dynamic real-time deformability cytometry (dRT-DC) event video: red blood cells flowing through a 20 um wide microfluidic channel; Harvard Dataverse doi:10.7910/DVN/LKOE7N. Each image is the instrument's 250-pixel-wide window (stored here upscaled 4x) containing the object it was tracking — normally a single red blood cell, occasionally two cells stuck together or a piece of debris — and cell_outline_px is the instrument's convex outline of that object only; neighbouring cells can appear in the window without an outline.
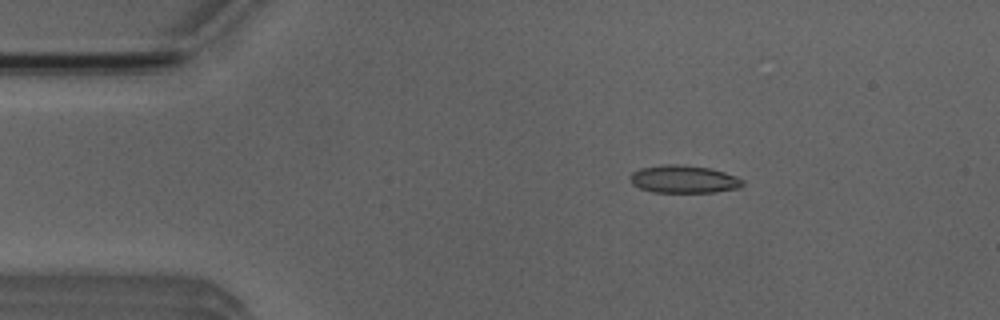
{"species": "Egyptian fruit bat (a non-hibernating species)", "species_latin": "Rousettus aegyptiacus", "temperature_condition": "room temperature", "stored_images_in_passage": 7, "camera_frame_rate_fps": 3000, "um_per_image_px": 0.085, "animal": {"sex": "male"}, "frame": {"image": 1, "passage_image": 2, "time_ms": 1.333, "image_size_px": [1000, 320], "cell_outline_px": [[744, 184], [740, 188], [712, 192], [652, 192], [640, 188], [632, 184], [628, 176], [632, 172], [640, 168], [664, 164], [680, 164], [708, 168], [724, 172], [736, 176], [744, 180]], "centroid_in_image_um": [58.1, 15.23], "position_along_channel_um": 26.9, "area_um2": 18.26}}
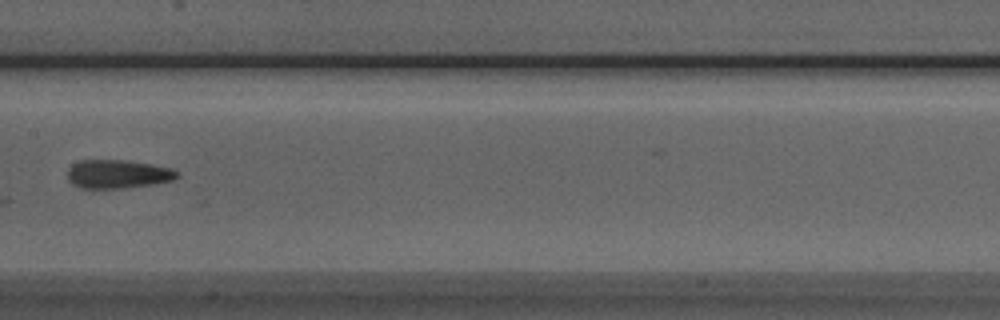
{"frame": {"image": 2, "passage_image": 7, "time_ms": 7.0, "image_size_px": [1000, 320], "cell_outline_px": [[180, 176], [172, 180], [156, 184], [120, 188], [80, 188], [72, 184], [68, 180], [68, 168], [72, 164], [80, 160], [128, 160], [152, 164], [172, 168], [180, 172]], "centroid_in_image_um": [10.04, 14.79], "position_along_channel_um": 197.4, "area_um2": 18.5}}